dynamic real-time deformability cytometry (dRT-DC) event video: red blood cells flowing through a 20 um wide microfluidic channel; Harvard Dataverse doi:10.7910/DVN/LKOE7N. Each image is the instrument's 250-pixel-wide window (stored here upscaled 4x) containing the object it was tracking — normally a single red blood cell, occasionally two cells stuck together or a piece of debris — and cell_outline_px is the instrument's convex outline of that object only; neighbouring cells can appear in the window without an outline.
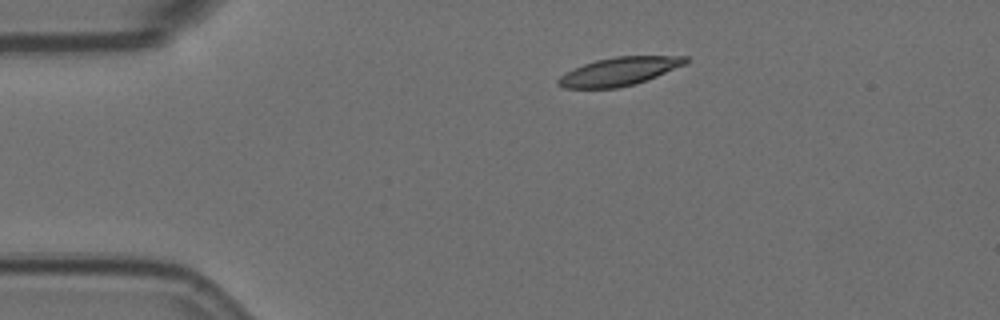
{"species": "Egyptian fruit bat (a non-hibernating species)", "species_latin": "Rousettus aegyptiacus", "temperature_condition": "room temperature", "stored_images_in_passage": 6, "camera_frame_rate_fps": 3000, "um_per_image_px": 0.085, "animal": {"sex": "female"}, "frame": {"image": 1, "passage_image": 1, "time_ms": 0.0, "image_size_px": [1000, 320], "cell_outline_px": [[688, 64], [636, 84], [616, 88], [564, 88], [556, 84], [556, 80], [560, 76], [584, 64], [596, 60], [616, 56], [688, 56]], "centroid_in_image_um": [52.67, 6.07], "position_along_channel_um": 32.3, "area_um2": 20.98}}
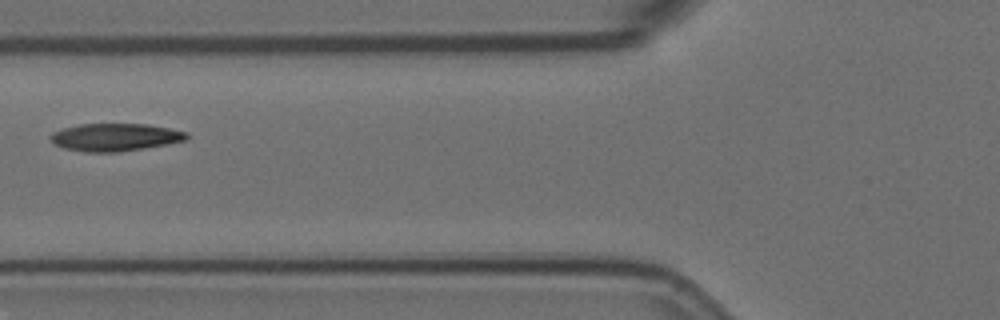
{"frame": {"image": 2, "passage_image": 4, "time_ms": 1.0, "image_size_px": [1000, 320], "cell_outline_px": [[188, 136], [184, 140], [168, 144], [144, 148], [116, 152], [84, 152], [64, 148], [56, 144], [48, 136], [52, 132], [64, 128], [80, 124], [148, 124], [188, 132]], "centroid_in_image_um": [9.77, 11.66], "position_along_channel_um": 116.0, "area_um2": 21.79}}
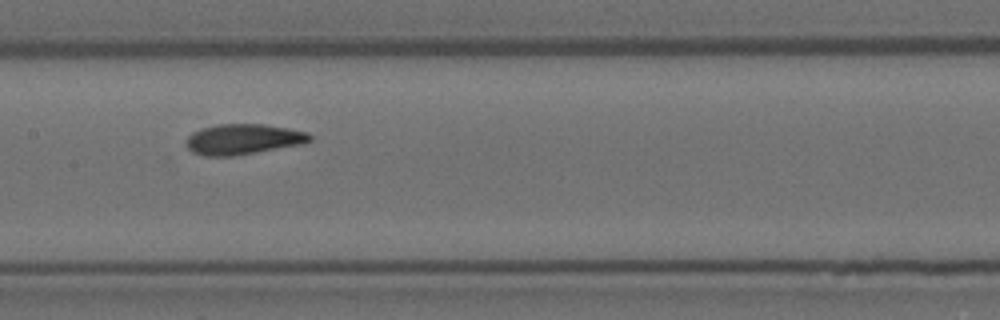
{"frame": {"image": 3, "passage_image": 6, "time_ms": 1.667, "image_size_px": [1000, 320], "cell_outline_px": [[312, 140], [304, 144], [236, 156], [204, 156], [192, 152], [184, 144], [184, 140], [192, 132], [216, 124], [264, 124], [288, 128], [308, 132], [312, 136]], "centroid_in_image_um": [20.67, 11.84], "position_along_channel_um": 186.7, "area_um2": 22.31}}